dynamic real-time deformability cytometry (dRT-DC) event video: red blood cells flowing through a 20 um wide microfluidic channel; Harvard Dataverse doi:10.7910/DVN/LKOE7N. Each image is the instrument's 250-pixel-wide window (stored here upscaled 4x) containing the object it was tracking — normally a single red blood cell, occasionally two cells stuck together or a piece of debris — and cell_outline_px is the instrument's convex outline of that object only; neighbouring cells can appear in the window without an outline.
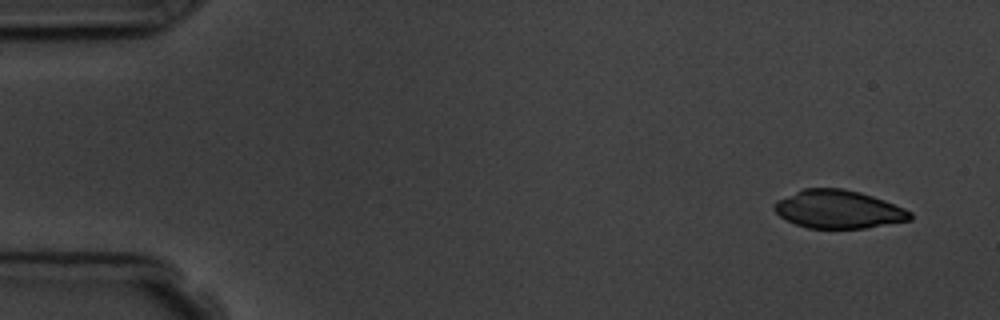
{"species": "common noctule bat (a hibernating species)", "species_latin": "Nyctalus noctula", "temperature_condition": "room temperature", "stored_images_in_passage": 5, "camera_frame_rate_fps": 3000, "um_per_image_px": 0.085, "animal": {"sex": "male", "body_mass_g": 19.5, "forearm_length_mm": 54.6}, "frame": {"image": 1, "passage_image": 1, "time_ms": 0.0, "image_size_px": [1000, 320], "cell_outline_px": [[912, 220], [864, 228], [808, 228], [796, 224], [780, 216], [772, 208], [776, 200], [804, 188], [844, 188], [860, 192], [884, 200], [904, 208], [912, 212]], "centroid_in_image_um": [71.26, 17.78], "position_along_channel_um": 13.7, "area_um2": 30.17}}